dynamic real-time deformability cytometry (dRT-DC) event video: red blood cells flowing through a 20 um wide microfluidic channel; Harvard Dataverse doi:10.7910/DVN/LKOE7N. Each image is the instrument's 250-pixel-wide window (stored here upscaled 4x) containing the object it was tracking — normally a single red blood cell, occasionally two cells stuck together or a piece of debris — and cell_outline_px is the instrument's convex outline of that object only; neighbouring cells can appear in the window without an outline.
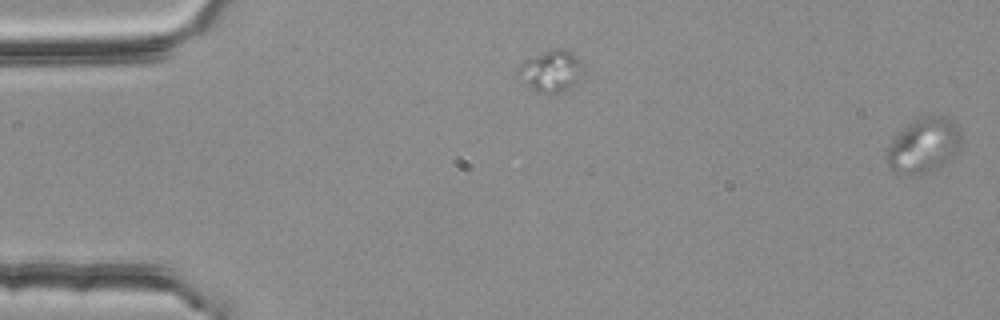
{"species": "common noctule bat (a hibernating species)", "species_latin": "Nyctalus noctula", "temperature_condition": "room temperature", "stored_images_in_passage": 3, "camera_frame_rate_fps": 3000, "um_per_image_px": 0.085, "animal": {"sex": "female", "body_mass_g": 25.1}, "frame": {"image": 1, "passage_image": 1, "time_ms": 0.0, "image_size_px": [1000, 320], "cell_outline_px": [[960, 132], [956, 152], [952, 156], [940, 164], [924, 172], [900, 172], [892, 168], [888, 164], [888, 148], [900, 132], [908, 124], [920, 116], [944, 116], [952, 120]], "centroid_in_image_um": [78.52, 12.28], "position_along_channel_um": 6.5, "area_um2": 22.14}}